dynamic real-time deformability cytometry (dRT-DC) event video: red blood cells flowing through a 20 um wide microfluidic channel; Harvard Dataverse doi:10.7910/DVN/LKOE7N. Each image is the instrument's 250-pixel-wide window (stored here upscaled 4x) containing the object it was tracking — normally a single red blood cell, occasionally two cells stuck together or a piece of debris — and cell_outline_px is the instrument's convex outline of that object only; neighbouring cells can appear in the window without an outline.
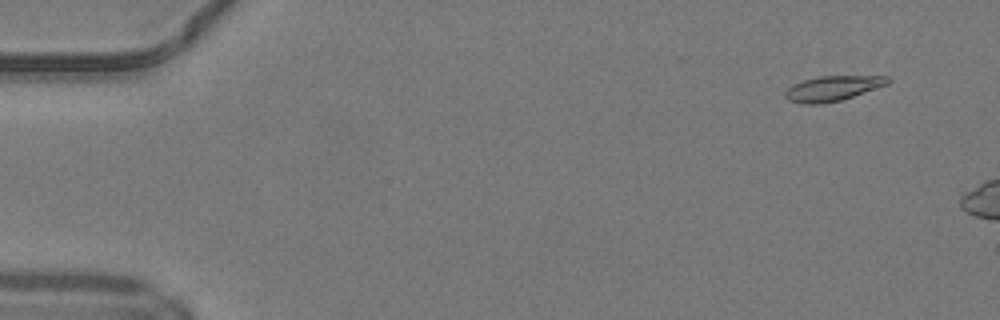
{"species": "common noctule bat (a hibernating species)", "species_latin": "Nyctalus noctula", "temperature_condition": "warm", "stored_images_in_passage": 8, "camera_frame_rate_fps": 3000, "um_per_image_px": 0.085, "animal": {"sex": "male", "body_mass_g": 19.2, "forearm_length_mm": 51.8}, "frame": {"image": 1, "passage_image": 4, "time_ms": 1.0, "image_size_px": [1000, 320], "cell_outline_px": [[892, 80], [888, 84], [840, 100], [820, 104], [804, 104], [788, 100], [784, 96], [784, 92], [792, 84], [804, 80], [820, 76], [888, 76]], "centroid_in_image_um": [70.75, 7.51], "position_along_channel_um": 14.2, "area_um2": 14.85}}